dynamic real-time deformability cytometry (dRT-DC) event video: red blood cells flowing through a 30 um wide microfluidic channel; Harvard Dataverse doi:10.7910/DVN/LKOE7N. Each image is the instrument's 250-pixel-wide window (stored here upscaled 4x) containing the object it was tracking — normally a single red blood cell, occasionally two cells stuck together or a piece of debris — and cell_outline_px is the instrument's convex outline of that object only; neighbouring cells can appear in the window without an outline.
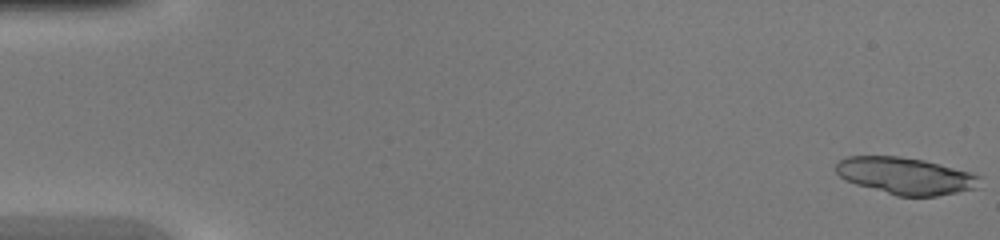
{"species": "common noctule bat (a hibernating species)", "species_latin": "Nyctalus noctula", "temperature_condition": "warm", "stored_images_in_passage": 11, "camera_frame_rate_fps": 3000, "um_per_image_px": 0.085, "animal": {"sex": "female", "body_mass_g": 20.0, "forearm_length_mm": 54.0}, "frame": {"image": 1, "passage_image": 1, "time_ms": 0.0, "image_size_px": [1000, 240], "cell_outline_px": [[980, 176], [976, 188], [936, 196], [896, 196], [856, 184], [844, 180], [836, 172], [836, 164], [840, 160], [848, 156], [900, 156], [924, 160], [940, 164], [968, 172]], "centroid_in_image_um": [76.92, 14.94], "position_along_channel_um": 8.1, "area_um2": 30.63}}